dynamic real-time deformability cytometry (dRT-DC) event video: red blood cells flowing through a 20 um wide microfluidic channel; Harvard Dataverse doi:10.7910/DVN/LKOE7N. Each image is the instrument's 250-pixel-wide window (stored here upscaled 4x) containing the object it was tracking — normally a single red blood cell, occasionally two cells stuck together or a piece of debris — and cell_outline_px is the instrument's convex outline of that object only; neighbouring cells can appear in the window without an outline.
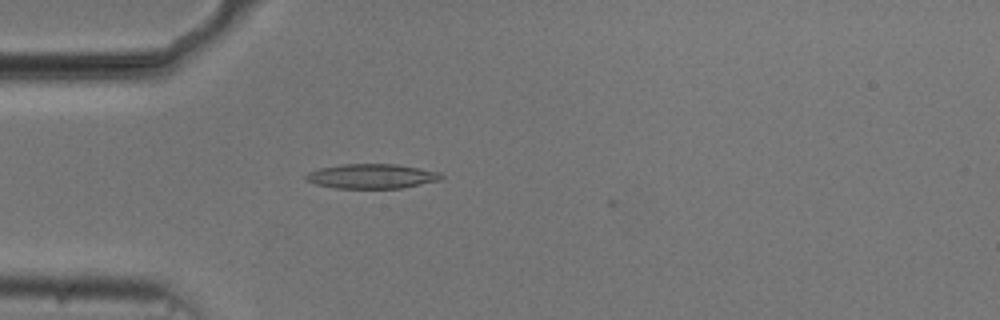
{"species": "common noctule bat (a hibernating species)", "species_latin": "Nyctalus noctula", "temperature_condition": "cold", "stored_images_in_passage": 16, "camera_frame_rate_fps": 3000, "um_per_image_px": 0.085, "animal": {"sex": "male", "body_mass_g": 20.5, "forearm_length_mm": 52.5}, "frame": {"image": 1, "passage_image": 15, "time_ms": 4.667, "image_size_px": [1000, 320], "cell_outline_px": [[444, 176], [440, 180], [400, 188], [336, 188], [316, 184], [304, 180], [304, 176], [308, 172], [320, 168], [344, 164], [396, 164], [440, 172]], "centroid_in_image_um": [31.57, 14.98], "position_along_channel_um": 53.4, "area_um2": 19.31}}